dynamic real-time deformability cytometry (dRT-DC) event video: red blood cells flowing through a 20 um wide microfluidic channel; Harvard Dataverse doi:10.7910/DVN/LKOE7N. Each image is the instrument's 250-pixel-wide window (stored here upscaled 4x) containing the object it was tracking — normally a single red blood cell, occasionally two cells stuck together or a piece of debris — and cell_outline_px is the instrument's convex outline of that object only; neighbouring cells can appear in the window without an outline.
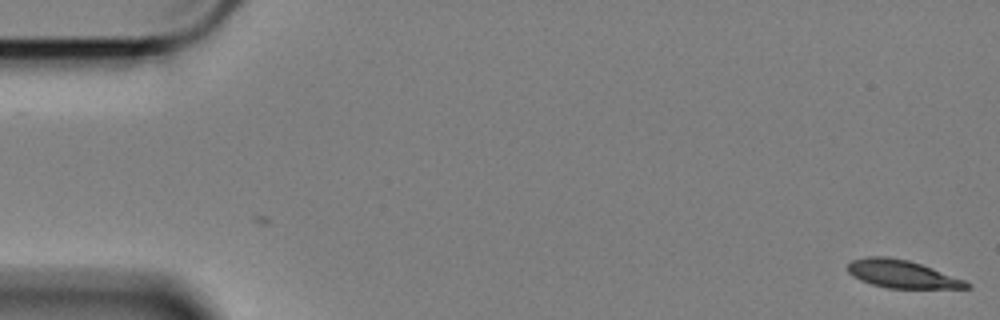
{"species": "Egyptian fruit bat (a non-hibernating species)", "species_latin": "Rousettus aegyptiacus", "temperature_condition": "cold", "stored_images_in_passage": 4, "camera_frame_rate_fps": 3000, "um_per_image_px": 0.085, "animal": {"sex": "female"}, "frame": {"image": 1, "passage_image": 4, "time_ms": 1.0, "image_size_px": [1000, 320], "cell_outline_px": [[972, 288], [888, 288], [872, 284], [860, 280], [852, 276], [848, 272], [848, 264], [852, 260], [868, 256], [884, 256], [908, 260], [932, 268], [964, 280], [972, 284]], "centroid_in_image_um": [76.65, 23.29], "position_along_channel_um": 8.3, "area_um2": 19.13}}